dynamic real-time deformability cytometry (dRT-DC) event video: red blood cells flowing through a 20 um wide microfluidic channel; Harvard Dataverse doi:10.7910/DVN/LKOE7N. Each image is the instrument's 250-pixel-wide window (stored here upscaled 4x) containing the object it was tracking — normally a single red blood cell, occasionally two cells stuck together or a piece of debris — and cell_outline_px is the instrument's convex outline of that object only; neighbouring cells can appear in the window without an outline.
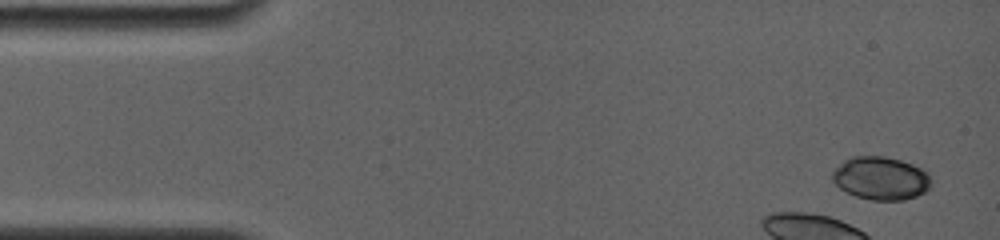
{"species": "common noctule bat (a hibernating species)", "species_latin": "Nyctalus noctula", "temperature_condition": "room temperature", "stored_images_in_passage": 2, "camera_frame_rate_fps": 4000, "um_per_image_px": 0.085, "animal": {"sex": "female", "body_mass_g": 19.0, "forearm_length_mm": 56.7}, "frame": {"image": 1, "passage_image": 1, "time_ms": 0.0, "image_size_px": [1000, 240], "cell_outline_px": [[932, 184], [924, 192], [916, 196], [904, 200], [872, 200], [856, 196], [840, 188], [832, 180], [832, 172], [844, 160], [852, 156], [884, 156], [900, 160], [912, 164], [928, 172], [932, 180]], "centroid_in_image_um": [74.89, 15.15], "position_along_channel_um": 10.1, "area_um2": 24.8}}